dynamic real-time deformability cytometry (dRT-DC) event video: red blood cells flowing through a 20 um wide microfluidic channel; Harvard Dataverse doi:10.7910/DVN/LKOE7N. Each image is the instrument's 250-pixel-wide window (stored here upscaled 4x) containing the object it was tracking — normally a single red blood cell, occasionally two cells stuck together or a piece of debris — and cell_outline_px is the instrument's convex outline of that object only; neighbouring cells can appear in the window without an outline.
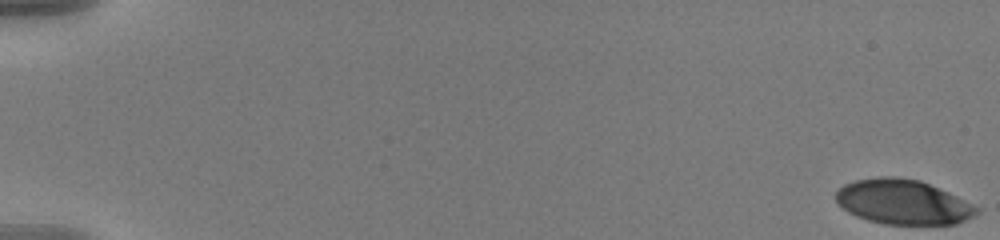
{"species": "human", "species_latin": "Homo sapiens", "temperature_condition": "warm", "stored_images_in_passage": 54, "camera_frame_rate_fps": 3000, "um_per_image_px": 0.085, "donor": {"sex": "male"}, "frame": {"image": 1, "passage_image": 1, "time_ms": 0.0, "image_size_px": [1000, 240], "cell_outline_px": [[980, 212], [956, 224], [884, 224], [868, 220], [856, 216], [848, 212], [836, 200], [836, 192], [844, 184], [856, 180], [880, 176], [896, 176], [920, 180], [948, 192], [980, 208]], "centroid_in_image_um": [76.75, 17.16], "position_along_channel_um": 8.2, "area_um2": 36.53}}
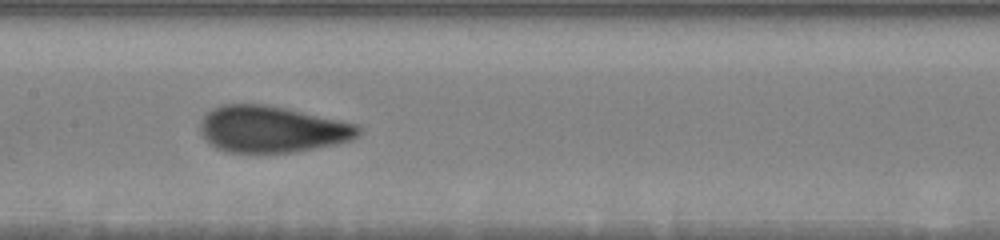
{"frame": {"image": 2, "passage_image": 31, "time_ms": 10.0, "image_size_px": [1000, 240], "cell_outline_px": [[364, 128], [352, 140], [340, 144], [292, 152], [228, 152], [216, 148], [200, 132], [200, 120], [212, 108], [224, 104], [268, 104], [340, 120], [356, 124]], "centroid_in_image_um": [23.14, 10.98], "position_along_channel_um": 184.3, "area_um2": 42.95}}
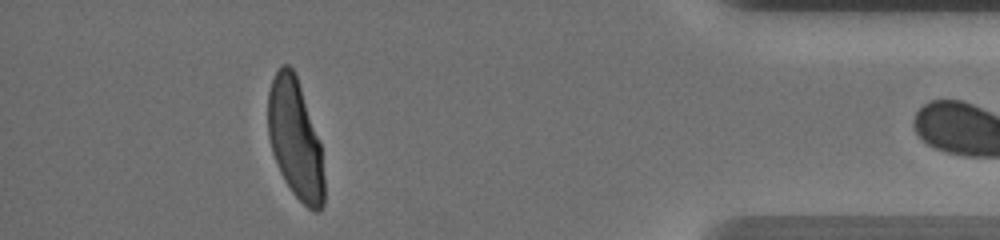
{"frame": {"image": 3, "passage_image": 53, "time_ms": 17.333, "image_size_px": [1000, 240], "cell_outline_px": [[324, 204], [316, 212], [312, 212], [292, 192], [284, 180], [280, 172], [272, 152], [268, 136], [268, 92], [272, 80], [280, 64], [288, 64], [292, 68], [296, 76], [320, 140], [324, 176]], "centroid_in_image_um": [25.09, 11.84], "position_along_channel_um": 410.1, "area_um2": 39.07}}